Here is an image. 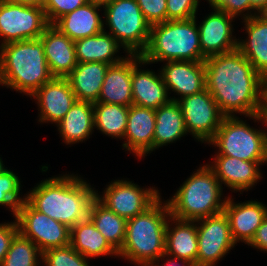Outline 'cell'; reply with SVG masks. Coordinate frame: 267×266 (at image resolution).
I'll return each mask as SVG.
<instances>
[{
	"label": "cell",
	"instance_id": "6da1fadb",
	"mask_svg": "<svg viewBox=\"0 0 267 266\" xmlns=\"http://www.w3.org/2000/svg\"><path fill=\"white\" fill-rule=\"evenodd\" d=\"M206 89L225 116L257 115L264 106V78L236 49L204 60Z\"/></svg>",
	"mask_w": 267,
	"mask_h": 266
},
{
	"label": "cell",
	"instance_id": "7a4b0ae2",
	"mask_svg": "<svg viewBox=\"0 0 267 266\" xmlns=\"http://www.w3.org/2000/svg\"><path fill=\"white\" fill-rule=\"evenodd\" d=\"M25 195L35 210L71 229L88 219L96 190L78 175L68 173L42 180Z\"/></svg>",
	"mask_w": 267,
	"mask_h": 266
},
{
	"label": "cell",
	"instance_id": "3957f363",
	"mask_svg": "<svg viewBox=\"0 0 267 266\" xmlns=\"http://www.w3.org/2000/svg\"><path fill=\"white\" fill-rule=\"evenodd\" d=\"M53 77L39 38L0 46V85L32 96Z\"/></svg>",
	"mask_w": 267,
	"mask_h": 266
},
{
	"label": "cell",
	"instance_id": "277c9868",
	"mask_svg": "<svg viewBox=\"0 0 267 266\" xmlns=\"http://www.w3.org/2000/svg\"><path fill=\"white\" fill-rule=\"evenodd\" d=\"M171 216L161 197L145 212L127 219L126 235L118 257L138 266H152L165 253L166 226Z\"/></svg>",
	"mask_w": 267,
	"mask_h": 266
},
{
	"label": "cell",
	"instance_id": "5b68a950",
	"mask_svg": "<svg viewBox=\"0 0 267 266\" xmlns=\"http://www.w3.org/2000/svg\"><path fill=\"white\" fill-rule=\"evenodd\" d=\"M222 187L212 169L205 164L193 172L174 196L165 202L173 218L195 221L223 212L227 198L221 199Z\"/></svg>",
	"mask_w": 267,
	"mask_h": 266
},
{
	"label": "cell",
	"instance_id": "8992f818",
	"mask_svg": "<svg viewBox=\"0 0 267 266\" xmlns=\"http://www.w3.org/2000/svg\"><path fill=\"white\" fill-rule=\"evenodd\" d=\"M195 18L165 21L151 26L150 39L141 54L147 64L167 61H204Z\"/></svg>",
	"mask_w": 267,
	"mask_h": 266
},
{
	"label": "cell",
	"instance_id": "52a82bcc",
	"mask_svg": "<svg viewBox=\"0 0 267 266\" xmlns=\"http://www.w3.org/2000/svg\"><path fill=\"white\" fill-rule=\"evenodd\" d=\"M103 6L109 34L124 47L127 54L141 55L147 48L151 25L146 21L136 0H111Z\"/></svg>",
	"mask_w": 267,
	"mask_h": 266
},
{
	"label": "cell",
	"instance_id": "ba28073f",
	"mask_svg": "<svg viewBox=\"0 0 267 266\" xmlns=\"http://www.w3.org/2000/svg\"><path fill=\"white\" fill-rule=\"evenodd\" d=\"M245 122L237 116H225L207 144L218 148L216 155L245 161H267L265 129L252 128Z\"/></svg>",
	"mask_w": 267,
	"mask_h": 266
},
{
	"label": "cell",
	"instance_id": "9c48e42d",
	"mask_svg": "<svg viewBox=\"0 0 267 266\" xmlns=\"http://www.w3.org/2000/svg\"><path fill=\"white\" fill-rule=\"evenodd\" d=\"M49 25L43 7L0 0V46L38 39Z\"/></svg>",
	"mask_w": 267,
	"mask_h": 266
},
{
	"label": "cell",
	"instance_id": "30bf717a",
	"mask_svg": "<svg viewBox=\"0 0 267 266\" xmlns=\"http://www.w3.org/2000/svg\"><path fill=\"white\" fill-rule=\"evenodd\" d=\"M171 101L179 104L187 132L205 144L214 137L225 117L206 88L184 98L172 97Z\"/></svg>",
	"mask_w": 267,
	"mask_h": 266
},
{
	"label": "cell",
	"instance_id": "8fae6325",
	"mask_svg": "<svg viewBox=\"0 0 267 266\" xmlns=\"http://www.w3.org/2000/svg\"><path fill=\"white\" fill-rule=\"evenodd\" d=\"M15 219L18 232L30 239L42 253L70 244L71 229L38 212L26 200L19 206Z\"/></svg>",
	"mask_w": 267,
	"mask_h": 266
},
{
	"label": "cell",
	"instance_id": "7c38bea8",
	"mask_svg": "<svg viewBox=\"0 0 267 266\" xmlns=\"http://www.w3.org/2000/svg\"><path fill=\"white\" fill-rule=\"evenodd\" d=\"M132 182L124 179L111 181L102 195L96 191V198L118 216L126 219L135 217L150 208L161 195L153 186L141 188Z\"/></svg>",
	"mask_w": 267,
	"mask_h": 266
},
{
	"label": "cell",
	"instance_id": "4fadbf2b",
	"mask_svg": "<svg viewBox=\"0 0 267 266\" xmlns=\"http://www.w3.org/2000/svg\"><path fill=\"white\" fill-rule=\"evenodd\" d=\"M195 221L198 239L196 266H215L236 245L228 217L223 211Z\"/></svg>",
	"mask_w": 267,
	"mask_h": 266
},
{
	"label": "cell",
	"instance_id": "5bb4252c",
	"mask_svg": "<svg viewBox=\"0 0 267 266\" xmlns=\"http://www.w3.org/2000/svg\"><path fill=\"white\" fill-rule=\"evenodd\" d=\"M213 11L198 25L200 48L205 58L232 52L238 46V39L232 34V22L236 17Z\"/></svg>",
	"mask_w": 267,
	"mask_h": 266
},
{
	"label": "cell",
	"instance_id": "9a60e30c",
	"mask_svg": "<svg viewBox=\"0 0 267 266\" xmlns=\"http://www.w3.org/2000/svg\"><path fill=\"white\" fill-rule=\"evenodd\" d=\"M147 62L139 54H132V98L133 104L141 107L158 109L171 101L161 72L141 69ZM141 65V66H140Z\"/></svg>",
	"mask_w": 267,
	"mask_h": 266
},
{
	"label": "cell",
	"instance_id": "2e32d148",
	"mask_svg": "<svg viewBox=\"0 0 267 266\" xmlns=\"http://www.w3.org/2000/svg\"><path fill=\"white\" fill-rule=\"evenodd\" d=\"M38 103L40 123L57 124L77 100L66 77H53L30 98Z\"/></svg>",
	"mask_w": 267,
	"mask_h": 266
},
{
	"label": "cell",
	"instance_id": "e0dca14e",
	"mask_svg": "<svg viewBox=\"0 0 267 266\" xmlns=\"http://www.w3.org/2000/svg\"><path fill=\"white\" fill-rule=\"evenodd\" d=\"M211 164L212 169L219 182L233 191H248L262 178L260 165L267 161H245L227 155H215Z\"/></svg>",
	"mask_w": 267,
	"mask_h": 266
},
{
	"label": "cell",
	"instance_id": "ac0fdd59",
	"mask_svg": "<svg viewBox=\"0 0 267 266\" xmlns=\"http://www.w3.org/2000/svg\"><path fill=\"white\" fill-rule=\"evenodd\" d=\"M224 213L228 217L231 236L237 244H249L262 221L267 217V206L256 200L236 203L232 197H227Z\"/></svg>",
	"mask_w": 267,
	"mask_h": 266
},
{
	"label": "cell",
	"instance_id": "d6986e66",
	"mask_svg": "<svg viewBox=\"0 0 267 266\" xmlns=\"http://www.w3.org/2000/svg\"><path fill=\"white\" fill-rule=\"evenodd\" d=\"M169 91L184 98L206 88L204 61H167L159 70Z\"/></svg>",
	"mask_w": 267,
	"mask_h": 266
},
{
	"label": "cell",
	"instance_id": "ffe728a7",
	"mask_svg": "<svg viewBox=\"0 0 267 266\" xmlns=\"http://www.w3.org/2000/svg\"><path fill=\"white\" fill-rule=\"evenodd\" d=\"M155 110L132 104L129 114L122 147L140 158L153 152L155 131Z\"/></svg>",
	"mask_w": 267,
	"mask_h": 266
},
{
	"label": "cell",
	"instance_id": "44dd1931",
	"mask_svg": "<svg viewBox=\"0 0 267 266\" xmlns=\"http://www.w3.org/2000/svg\"><path fill=\"white\" fill-rule=\"evenodd\" d=\"M45 58L54 77H67L78 64L74 41L49 25L39 37Z\"/></svg>",
	"mask_w": 267,
	"mask_h": 266
},
{
	"label": "cell",
	"instance_id": "7402d4cb",
	"mask_svg": "<svg viewBox=\"0 0 267 266\" xmlns=\"http://www.w3.org/2000/svg\"><path fill=\"white\" fill-rule=\"evenodd\" d=\"M247 38L238 39L237 49L253 65L254 69L267 78V17L256 14L243 19Z\"/></svg>",
	"mask_w": 267,
	"mask_h": 266
},
{
	"label": "cell",
	"instance_id": "603a6c76",
	"mask_svg": "<svg viewBox=\"0 0 267 266\" xmlns=\"http://www.w3.org/2000/svg\"><path fill=\"white\" fill-rule=\"evenodd\" d=\"M102 7V4L90 1L59 18L53 26L73 41L96 35L105 26L98 12Z\"/></svg>",
	"mask_w": 267,
	"mask_h": 266
},
{
	"label": "cell",
	"instance_id": "cb8c5ba5",
	"mask_svg": "<svg viewBox=\"0 0 267 266\" xmlns=\"http://www.w3.org/2000/svg\"><path fill=\"white\" fill-rule=\"evenodd\" d=\"M131 75L132 54L117 64L109 65L97 102L130 107L133 104Z\"/></svg>",
	"mask_w": 267,
	"mask_h": 266
},
{
	"label": "cell",
	"instance_id": "d4e9b609",
	"mask_svg": "<svg viewBox=\"0 0 267 266\" xmlns=\"http://www.w3.org/2000/svg\"><path fill=\"white\" fill-rule=\"evenodd\" d=\"M197 252L196 221L179 220L170 216L166 226L165 254L187 260L196 266Z\"/></svg>",
	"mask_w": 267,
	"mask_h": 266
},
{
	"label": "cell",
	"instance_id": "484cf974",
	"mask_svg": "<svg viewBox=\"0 0 267 266\" xmlns=\"http://www.w3.org/2000/svg\"><path fill=\"white\" fill-rule=\"evenodd\" d=\"M108 67L109 64L103 62H78L66 77L77 100L98 101Z\"/></svg>",
	"mask_w": 267,
	"mask_h": 266
},
{
	"label": "cell",
	"instance_id": "4316f807",
	"mask_svg": "<svg viewBox=\"0 0 267 266\" xmlns=\"http://www.w3.org/2000/svg\"><path fill=\"white\" fill-rule=\"evenodd\" d=\"M78 62H103L109 65L117 64L126 57L117 54L124 47L106 29L96 35L74 41ZM116 56V57H115Z\"/></svg>",
	"mask_w": 267,
	"mask_h": 266
},
{
	"label": "cell",
	"instance_id": "83f0119b",
	"mask_svg": "<svg viewBox=\"0 0 267 266\" xmlns=\"http://www.w3.org/2000/svg\"><path fill=\"white\" fill-rule=\"evenodd\" d=\"M93 119V103L76 100L56 126L64 143L70 145L89 139L94 131Z\"/></svg>",
	"mask_w": 267,
	"mask_h": 266
},
{
	"label": "cell",
	"instance_id": "f1b7e54d",
	"mask_svg": "<svg viewBox=\"0 0 267 266\" xmlns=\"http://www.w3.org/2000/svg\"><path fill=\"white\" fill-rule=\"evenodd\" d=\"M155 122L153 151L174 143L188 134L183 113L176 101H170L168 104L156 109Z\"/></svg>",
	"mask_w": 267,
	"mask_h": 266
},
{
	"label": "cell",
	"instance_id": "f546056e",
	"mask_svg": "<svg viewBox=\"0 0 267 266\" xmlns=\"http://www.w3.org/2000/svg\"><path fill=\"white\" fill-rule=\"evenodd\" d=\"M70 245L86 259L101 256H117L118 252L107 242L88 218L71 228Z\"/></svg>",
	"mask_w": 267,
	"mask_h": 266
},
{
	"label": "cell",
	"instance_id": "4dcf8cb0",
	"mask_svg": "<svg viewBox=\"0 0 267 266\" xmlns=\"http://www.w3.org/2000/svg\"><path fill=\"white\" fill-rule=\"evenodd\" d=\"M88 218L118 252L125 240L127 219L109 210L97 198L90 205Z\"/></svg>",
	"mask_w": 267,
	"mask_h": 266
},
{
	"label": "cell",
	"instance_id": "1f68e13d",
	"mask_svg": "<svg viewBox=\"0 0 267 266\" xmlns=\"http://www.w3.org/2000/svg\"><path fill=\"white\" fill-rule=\"evenodd\" d=\"M94 128L112 138H124L129 107L120 104L93 103Z\"/></svg>",
	"mask_w": 267,
	"mask_h": 266
},
{
	"label": "cell",
	"instance_id": "d6a6232c",
	"mask_svg": "<svg viewBox=\"0 0 267 266\" xmlns=\"http://www.w3.org/2000/svg\"><path fill=\"white\" fill-rule=\"evenodd\" d=\"M40 259H42L40 249L18 232L12 239L1 266H38L42 262Z\"/></svg>",
	"mask_w": 267,
	"mask_h": 266
},
{
	"label": "cell",
	"instance_id": "836d02e7",
	"mask_svg": "<svg viewBox=\"0 0 267 266\" xmlns=\"http://www.w3.org/2000/svg\"><path fill=\"white\" fill-rule=\"evenodd\" d=\"M21 181L17 174L6 169L0 174V205L6 206L16 216L19 206L26 200L20 197Z\"/></svg>",
	"mask_w": 267,
	"mask_h": 266
},
{
	"label": "cell",
	"instance_id": "e575fe53",
	"mask_svg": "<svg viewBox=\"0 0 267 266\" xmlns=\"http://www.w3.org/2000/svg\"><path fill=\"white\" fill-rule=\"evenodd\" d=\"M41 260L44 266H90L89 259L75 251L70 244L44 251Z\"/></svg>",
	"mask_w": 267,
	"mask_h": 266
},
{
	"label": "cell",
	"instance_id": "d590c367",
	"mask_svg": "<svg viewBox=\"0 0 267 266\" xmlns=\"http://www.w3.org/2000/svg\"><path fill=\"white\" fill-rule=\"evenodd\" d=\"M88 2L90 0H45L43 9L48 23L53 25L59 18Z\"/></svg>",
	"mask_w": 267,
	"mask_h": 266
},
{
	"label": "cell",
	"instance_id": "8d00e7d4",
	"mask_svg": "<svg viewBox=\"0 0 267 266\" xmlns=\"http://www.w3.org/2000/svg\"><path fill=\"white\" fill-rule=\"evenodd\" d=\"M199 0H166L167 21L195 18Z\"/></svg>",
	"mask_w": 267,
	"mask_h": 266
},
{
	"label": "cell",
	"instance_id": "74e56055",
	"mask_svg": "<svg viewBox=\"0 0 267 266\" xmlns=\"http://www.w3.org/2000/svg\"><path fill=\"white\" fill-rule=\"evenodd\" d=\"M146 21L152 26L167 21L166 0H136Z\"/></svg>",
	"mask_w": 267,
	"mask_h": 266
},
{
	"label": "cell",
	"instance_id": "f35d334b",
	"mask_svg": "<svg viewBox=\"0 0 267 266\" xmlns=\"http://www.w3.org/2000/svg\"><path fill=\"white\" fill-rule=\"evenodd\" d=\"M213 10H220L234 17L249 18V0H207ZM246 12V13H245ZM245 13V14H244Z\"/></svg>",
	"mask_w": 267,
	"mask_h": 266
},
{
	"label": "cell",
	"instance_id": "ab89813d",
	"mask_svg": "<svg viewBox=\"0 0 267 266\" xmlns=\"http://www.w3.org/2000/svg\"><path fill=\"white\" fill-rule=\"evenodd\" d=\"M17 233L18 224L16 219L14 222L0 224V266L9 250L12 239Z\"/></svg>",
	"mask_w": 267,
	"mask_h": 266
},
{
	"label": "cell",
	"instance_id": "60d3db41",
	"mask_svg": "<svg viewBox=\"0 0 267 266\" xmlns=\"http://www.w3.org/2000/svg\"><path fill=\"white\" fill-rule=\"evenodd\" d=\"M249 245L252 248L267 252V217L262 221Z\"/></svg>",
	"mask_w": 267,
	"mask_h": 266
},
{
	"label": "cell",
	"instance_id": "b9f144b4",
	"mask_svg": "<svg viewBox=\"0 0 267 266\" xmlns=\"http://www.w3.org/2000/svg\"><path fill=\"white\" fill-rule=\"evenodd\" d=\"M160 259H161V261L163 263L162 265L159 264V262H161ZM152 266H194V265L192 263H190L189 261H187V260L179 259L177 257H173V256H170V255H167V254L164 253L159 258V260H157V262H155Z\"/></svg>",
	"mask_w": 267,
	"mask_h": 266
},
{
	"label": "cell",
	"instance_id": "7bdbcfd3",
	"mask_svg": "<svg viewBox=\"0 0 267 266\" xmlns=\"http://www.w3.org/2000/svg\"><path fill=\"white\" fill-rule=\"evenodd\" d=\"M266 9L267 0H249V18L256 14H263Z\"/></svg>",
	"mask_w": 267,
	"mask_h": 266
},
{
	"label": "cell",
	"instance_id": "ee69618b",
	"mask_svg": "<svg viewBox=\"0 0 267 266\" xmlns=\"http://www.w3.org/2000/svg\"><path fill=\"white\" fill-rule=\"evenodd\" d=\"M248 118L253 119L254 122L262 121L261 123L267 127V113H259L257 115L249 116ZM266 136V148H267V130H265Z\"/></svg>",
	"mask_w": 267,
	"mask_h": 266
},
{
	"label": "cell",
	"instance_id": "f6af8a7d",
	"mask_svg": "<svg viewBox=\"0 0 267 266\" xmlns=\"http://www.w3.org/2000/svg\"><path fill=\"white\" fill-rule=\"evenodd\" d=\"M16 3H21L24 5L38 6L43 7L45 4V0H10Z\"/></svg>",
	"mask_w": 267,
	"mask_h": 266
},
{
	"label": "cell",
	"instance_id": "bcb514c9",
	"mask_svg": "<svg viewBox=\"0 0 267 266\" xmlns=\"http://www.w3.org/2000/svg\"><path fill=\"white\" fill-rule=\"evenodd\" d=\"M259 113H267V78L264 80V106Z\"/></svg>",
	"mask_w": 267,
	"mask_h": 266
},
{
	"label": "cell",
	"instance_id": "7dc6e473",
	"mask_svg": "<svg viewBox=\"0 0 267 266\" xmlns=\"http://www.w3.org/2000/svg\"><path fill=\"white\" fill-rule=\"evenodd\" d=\"M6 169H7V167H5V165L3 164V161L0 157V174H2Z\"/></svg>",
	"mask_w": 267,
	"mask_h": 266
},
{
	"label": "cell",
	"instance_id": "c3c4849f",
	"mask_svg": "<svg viewBox=\"0 0 267 266\" xmlns=\"http://www.w3.org/2000/svg\"><path fill=\"white\" fill-rule=\"evenodd\" d=\"M90 1H93V2H95V3H99V4H105V3H107V2H109V1H111V0H90Z\"/></svg>",
	"mask_w": 267,
	"mask_h": 266
},
{
	"label": "cell",
	"instance_id": "681fc988",
	"mask_svg": "<svg viewBox=\"0 0 267 266\" xmlns=\"http://www.w3.org/2000/svg\"><path fill=\"white\" fill-rule=\"evenodd\" d=\"M263 15L267 17V9H266V11L263 13Z\"/></svg>",
	"mask_w": 267,
	"mask_h": 266
}]
</instances>
